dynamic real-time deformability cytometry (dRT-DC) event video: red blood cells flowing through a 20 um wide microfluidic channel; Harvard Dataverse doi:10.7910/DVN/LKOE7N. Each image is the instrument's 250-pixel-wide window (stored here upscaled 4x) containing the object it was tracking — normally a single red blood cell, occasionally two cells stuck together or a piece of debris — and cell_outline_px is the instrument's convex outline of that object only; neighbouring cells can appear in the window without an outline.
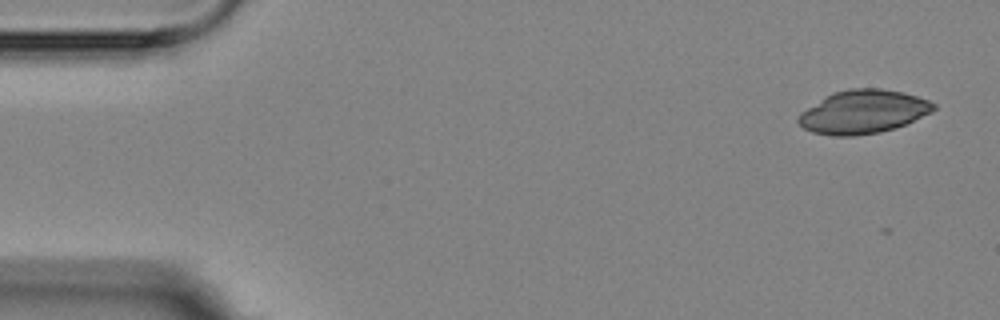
{"species": "Egyptian fruit bat (a non-hibernating species)", "species_latin": "Rousettus aegyptiacus", "temperature_condition": "room temperature", "stored_images_in_passage": 4, "camera_frame_rate_fps": 3000, "um_per_image_px": 0.085, "animal": {"sex": "female"}, "frame": {"image": 1, "passage_image": 1, "time_ms": 0.0, "image_size_px": [1000, 320], "cell_outline_px": [[936, 108], [932, 112], [904, 124], [880, 132], [852, 136], [832, 136], [812, 132], [804, 128], [796, 120], [800, 112], [824, 96], [832, 92], [848, 88], [880, 88], [904, 92], [928, 100], [936, 104]], "centroid_in_image_um": [73.33, 9.49], "position_along_channel_um": 11.7, "area_um2": 34.33}}